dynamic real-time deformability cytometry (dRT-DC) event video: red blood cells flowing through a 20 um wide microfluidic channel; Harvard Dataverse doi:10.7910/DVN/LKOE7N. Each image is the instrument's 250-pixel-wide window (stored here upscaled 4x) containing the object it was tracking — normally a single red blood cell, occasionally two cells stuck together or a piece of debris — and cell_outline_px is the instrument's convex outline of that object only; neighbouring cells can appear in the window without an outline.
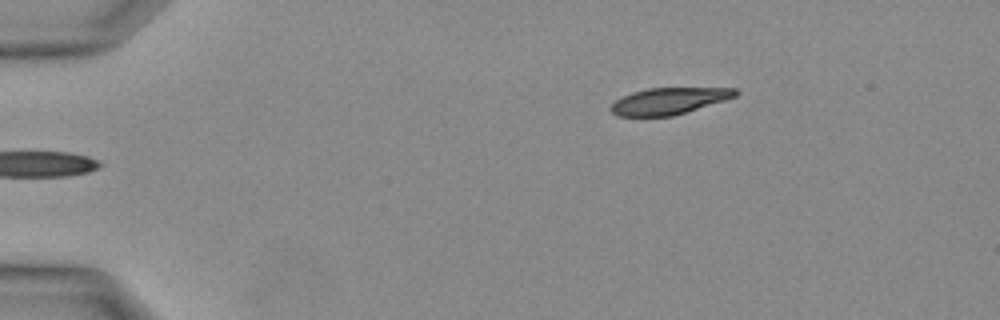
{"species": "Egyptian fruit bat (a non-hibernating species)", "species_latin": "Rousettus aegyptiacus", "temperature_condition": "warm", "stored_images_in_passage": 18, "camera_frame_rate_fps": 3000, "um_per_image_px": 0.085, "animal": {"sex": "female"}, "frame": {"image": 1, "passage_image": 1, "time_ms": 0.0, "image_size_px": [1000, 320], "cell_outline_px": [[740, 92], [736, 96], [724, 100], [672, 116], [616, 116], [608, 108], [616, 100], [632, 92], [648, 88], [736, 88]], "centroid_in_image_um": [56.84, 8.58], "position_along_channel_um": 28.2, "area_um2": 19.13}}
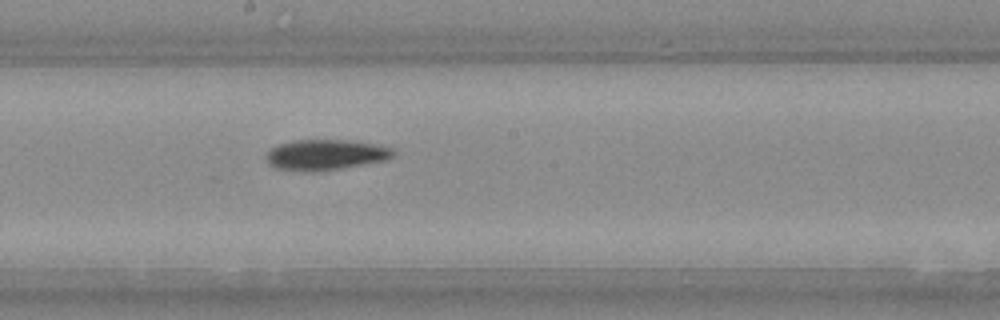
{"frame": {"image": 2, "passage_image": 14, "time_ms": 4.333, "image_size_px": [1000, 320], "cell_outline_px": [[396, 152], [388, 160], [344, 168], [312, 172], [308, 172], [276, 168], [268, 164], [264, 156], [272, 148], [280, 144], [296, 140], [344, 140], [372, 144], [392, 148]], "centroid_in_image_um": [27.66, 13.17], "position_along_channel_um": 220.5, "area_um2": 22.6}}
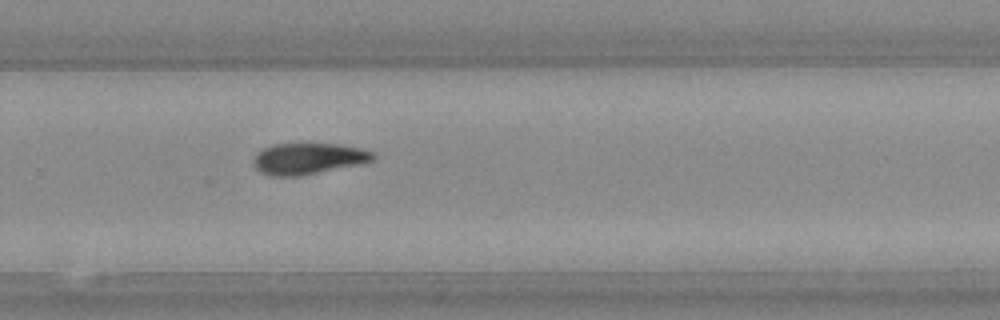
{"frame": {"image": 3, "passage_image": 18, "time_ms": 5.667, "image_size_px": [1000, 320], "cell_outline_px": [[376, 160], [364, 164], [296, 176], [268, 176], [260, 172], [252, 164], [252, 160], [264, 148], [272, 144], [336, 144], [360, 148], [372, 152], [376, 156]], "centroid_in_image_um": [26.23, 13.49], "position_along_channel_um": 303.6, "area_um2": 21.79}}